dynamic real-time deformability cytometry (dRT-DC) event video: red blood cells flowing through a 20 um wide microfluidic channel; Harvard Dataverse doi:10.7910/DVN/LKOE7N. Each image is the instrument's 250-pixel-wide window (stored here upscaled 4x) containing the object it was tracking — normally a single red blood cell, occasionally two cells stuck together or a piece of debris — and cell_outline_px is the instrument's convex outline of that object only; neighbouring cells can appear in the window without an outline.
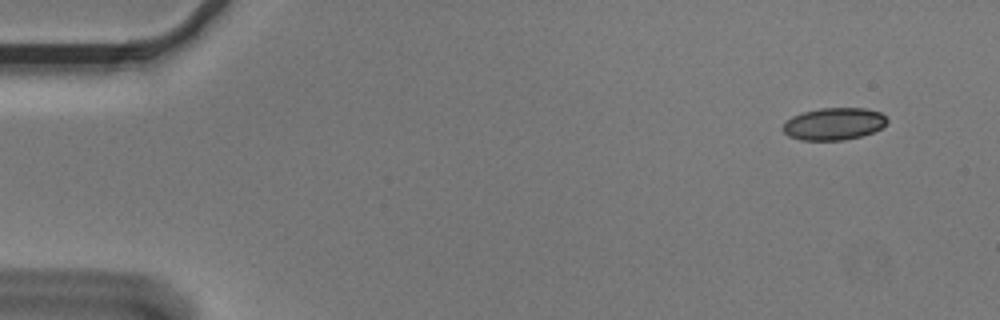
{"species": "Egyptian fruit bat (a non-hibernating species)", "species_latin": "Rousettus aegyptiacus", "temperature_condition": "cold", "stored_images_in_passage": 4, "camera_frame_rate_fps": 3000, "um_per_image_px": 0.085, "animal": {"sex": "male"}, "frame": {"image": 1, "passage_image": 1, "time_ms": 0.0, "image_size_px": [1000, 320], "cell_outline_px": [[888, 120], [880, 128], [872, 132], [860, 136], [844, 140], [800, 140], [788, 136], [780, 128], [784, 120], [792, 116], [804, 112], [820, 108], [868, 108], [880, 112]], "centroid_in_image_um": [70.82, 10.52], "position_along_channel_um": 14.2, "area_um2": 19.65}}
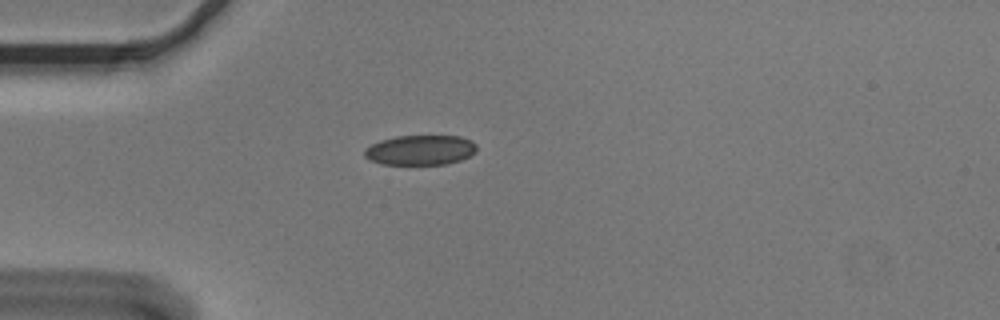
{"frame": {"image": 2, "passage_image": 4, "time_ms": 1.0, "image_size_px": [1000, 320], "cell_outline_px": [[476, 152], [460, 160], [444, 164], [380, 164], [368, 160], [364, 156], [364, 148], [380, 140], [396, 136], [460, 136], [472, 140], [476, 144]], "centroid_in_image_um": [35.7, 12.75], "position_along_channel_um": 49.3, "area_um2": 19.65}}